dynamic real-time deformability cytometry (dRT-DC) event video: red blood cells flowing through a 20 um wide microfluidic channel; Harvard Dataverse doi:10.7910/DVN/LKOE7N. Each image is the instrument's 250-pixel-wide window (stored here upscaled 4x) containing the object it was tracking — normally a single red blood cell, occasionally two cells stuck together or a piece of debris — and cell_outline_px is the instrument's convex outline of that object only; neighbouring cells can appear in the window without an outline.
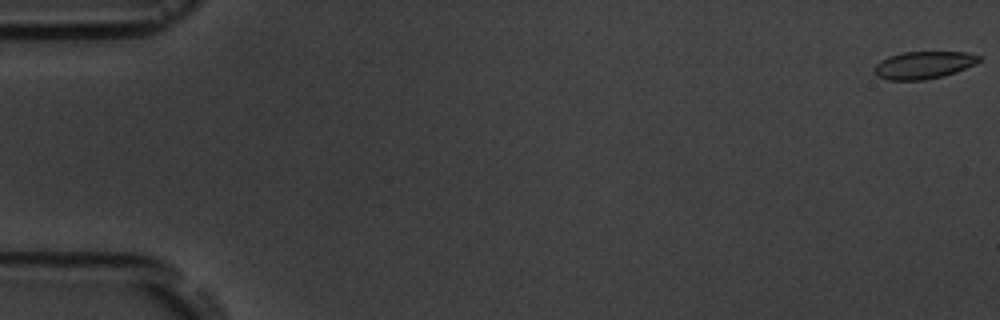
{"species": "common noctule bat (a hibernating species)", "species_latin": "Nyctalus noctula", "temperature_condition": "room temperature", "stored_images_in_passage": 6, "camera_frame_rate_fps": 3000, "um_per_image_px": 0.085, "animal": {"sex": "male", "body_mass_g": 19.5, "forearm_length_mm": 54.6}, "frame": {"image": 1, "passage_image": 1, "time_ms": 0.0, "image_size_px": [1000, 320], "cell_outline_px": [[984, 60], [976, 64], [956, 72], [944, 76], [924, 80], [888, 80], [876, 76], [872, 72], [872, 68], [880, 60], [888, 56], [904, 52], [968, 52], [980, 56]], "centroid_in_image_um": [78.5, 5.53], "position_along_channel_um": 6.5, "area_um2": 17.11}}
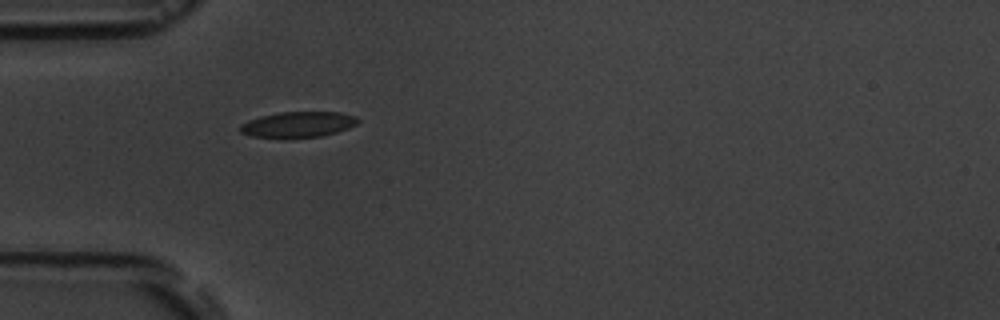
{"frame": {"image": 2, "passage_image": 5, "time_ms": 5.667, "image_size_px": [1000, 320], "cell_outline_px": [[360, 120], [356, 124], [348, 128], [336, 132], [320, 136], [252, 136], [240, 132], [240, 124], [248, 120], [260, 116], [280, 112], [340, 112], [356, 116]], "centroid_in_image_um": [25.36, 10.54], "position_along_channel_um": 59.6, "area_um2": 17.11}}
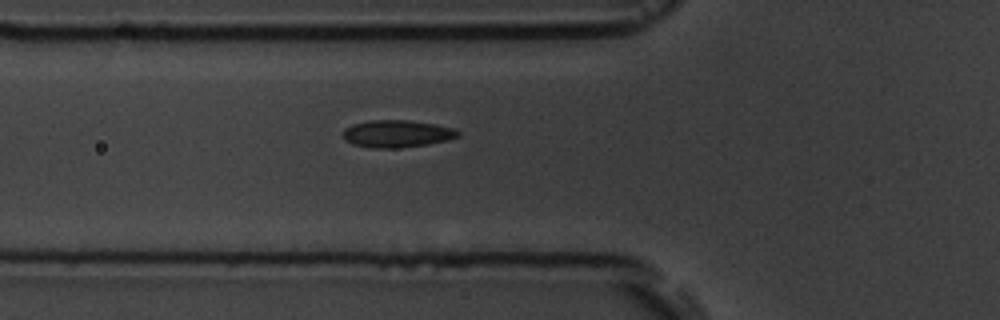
{"frame": {"image": 3, "passage_image": 6, "time_ms": 6.667, "image_size_px": [1000, 320], "cell_outline_px": [[460, 136], [448, 140], [428, 144], [396, 148], [372, 148], [352, 144], [344, 140], [344, 128], [352, 124], [368, 120], [408, 120], [436, 124], [456, 128], [460, 132]], "centroid_in_image_um": [33.76, 11.36], "position_along_channel_um": 92.0, "area_um2": 18.5}}